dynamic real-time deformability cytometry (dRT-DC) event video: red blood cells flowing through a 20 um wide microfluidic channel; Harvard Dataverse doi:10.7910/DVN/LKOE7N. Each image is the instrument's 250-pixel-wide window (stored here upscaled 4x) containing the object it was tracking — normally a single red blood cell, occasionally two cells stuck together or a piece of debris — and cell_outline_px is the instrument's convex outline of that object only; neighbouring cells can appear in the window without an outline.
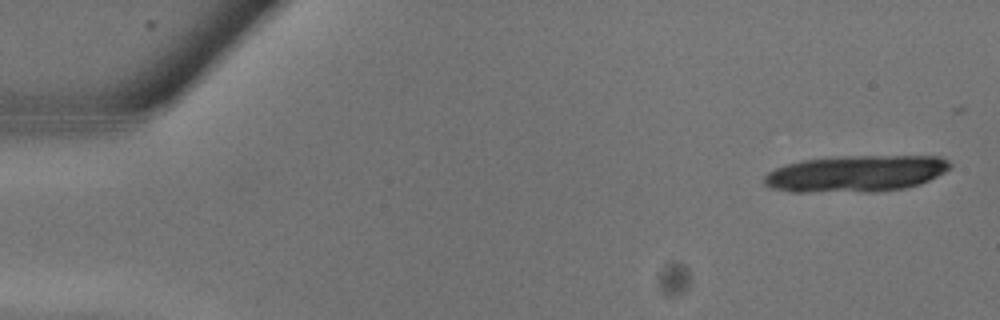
{"species": "common noctule bat (a hibernating species)", "species_latin": "Nyctalus noctula", "temperature_condition": "warm", "stored_images_in_passage": 9, "camera_frame_rate_fps": 3000, "um_per_image_px": 0.085, "animal": {"sex": "male", "body_mass_g": 13.3}, "frame": {"image": 1, "passage_image": 1, "time_ms": 0.0, "image_size_px": [1000, 320], "cell_outline_px": [[952, 168], [920, 184], [904, 188], [876, 192], [792, 192], [772, 188], [764, 184], [764, 176], [768, 172], [784, 164], [800, 160], [828, 156], [940, 156], [948, 160], [952, 164]], "centroid_in_image_um": [72.73, 14.75], "position_along_channel_um": 12.3, "area_um2": 40.17}}